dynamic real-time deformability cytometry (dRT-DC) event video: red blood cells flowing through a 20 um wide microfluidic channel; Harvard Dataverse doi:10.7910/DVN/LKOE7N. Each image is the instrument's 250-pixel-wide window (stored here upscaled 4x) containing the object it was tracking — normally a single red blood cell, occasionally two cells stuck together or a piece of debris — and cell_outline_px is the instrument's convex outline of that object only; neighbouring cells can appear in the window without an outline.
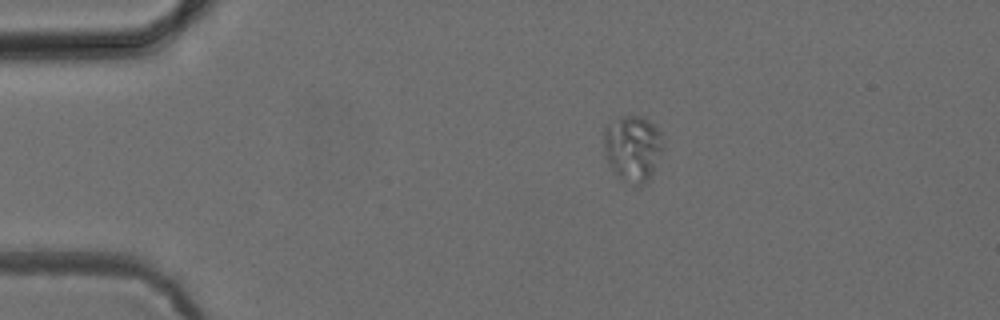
{"species": "common noctule bat (a hibernating species)", "species_latin": "Nyctalus noctula", "temperature_condition": "cold", "stored_images_in_passage": 3, "camera_frame_rate_fps": 3000, "um_per_image_px": 0.085, "animal": {"sex": "female", "body_mass_g": 24.6, "forearm_length_mm": 56.2}, "frame": {"image": 1, "passage_image": 1, "time_ms": 0.0, "image_size_px": [1000, 320], "cell_outline_px": [[664, 148], [652, 172], [644, 184], [636, 184], [620, 176], [612, 168], [604, 152], [604, 124], [608, 120], [620, 116], [640, 116], [656, 124], [664, 140]], "centroid_in_image_um": [53.79, 12.49], "position_along_channel_um": 31.2, "area_um2": 22.77}}
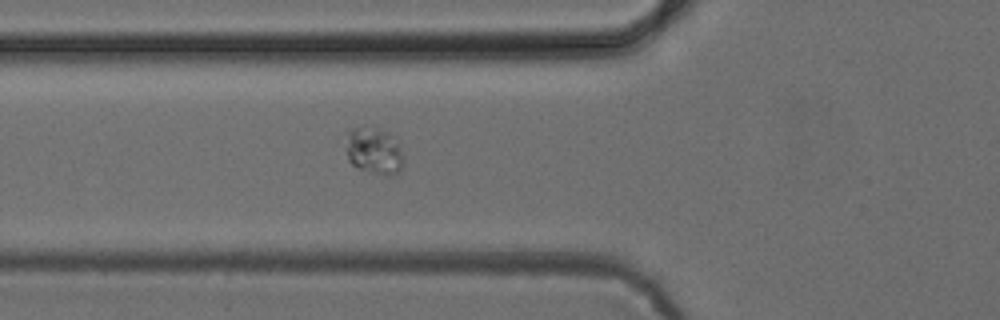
{"frame": {"image": 2, "passage_image": 3, "time_ms": 3.0, "image_size_px": [1000, 320], "cell_outline_px": [[404, 160], [400, 168], [392, 176], [388, 176], [360, 168], [352, 164], [348, 160], [344, 132], [348, 128], [372, 124], [388, 132], [400, 148]], "centroid_in_image_um": [31.72, 12.74], "position_along_channel_um": 94.1, "area_um2": 16.07}}